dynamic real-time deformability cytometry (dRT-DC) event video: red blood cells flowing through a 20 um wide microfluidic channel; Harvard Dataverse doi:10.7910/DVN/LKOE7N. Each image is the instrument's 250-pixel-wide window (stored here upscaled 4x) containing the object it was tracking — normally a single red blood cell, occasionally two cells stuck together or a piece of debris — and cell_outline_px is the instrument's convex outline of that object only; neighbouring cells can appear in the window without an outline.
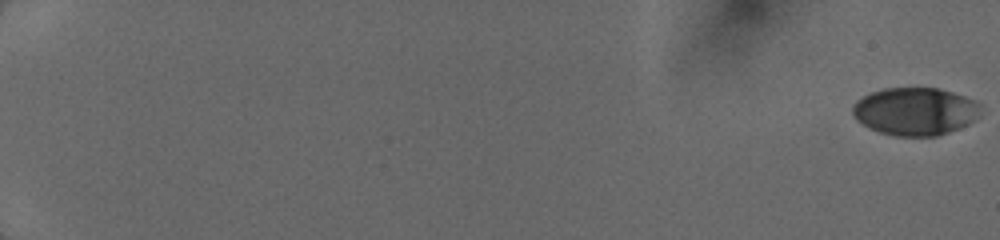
{"species": "human", "species_latin": "Homo sapiens", "temperature_condition": "cold", "stored_images_in_passage": 18, "camera_frame_rate_fps": 3000, "um_per_image_px": 0.085, "donor": {"sex": "female"}, "frame": {"image": 1, "passage_image": 1, "time_ms": 0.0, "image_size_px": [1000, 240], "cell_outline_px": [[980, 116], [968, 124], [948, 132], [936, 136], [896, 136], [880, 132], [856, 120], [852, 112], [852, 108], [856, 100], [872, 92], [884, 88], [940, 88], [976, 100], [980, 104]], "centroid_in_image_um": [77.81, 9.46], "position_along_channel_um": 7.2, "area_um2": 35.6}}
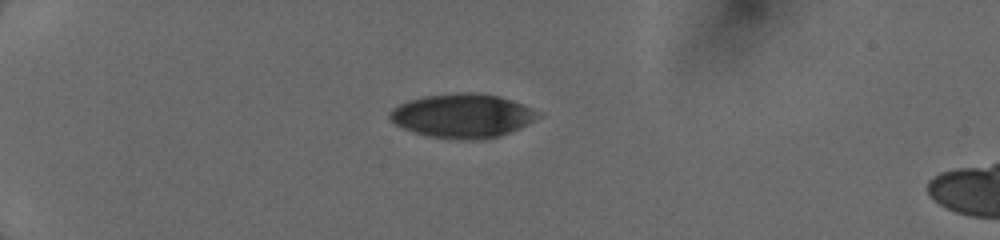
{"frame": {"image": 2, "passage_image": 12, "time_ms": 5.333, "image_size_px": [1000, 240], "cell_outline_px": [[544, 112], [536, 120], [520, 128], [500, 136], [480, 140], [468, 140], [428, 136], [404, 128], [396, 124], [388, 116], [388, 112], [392, 108], [408, 100], [424, 96], [460, 92], [476, 92], [500, 96], [524, 104]], "centroid_in_image_um": [39.38, 9.83], "position_along_channel_um": 45.6, "area_um2": 38.32}}
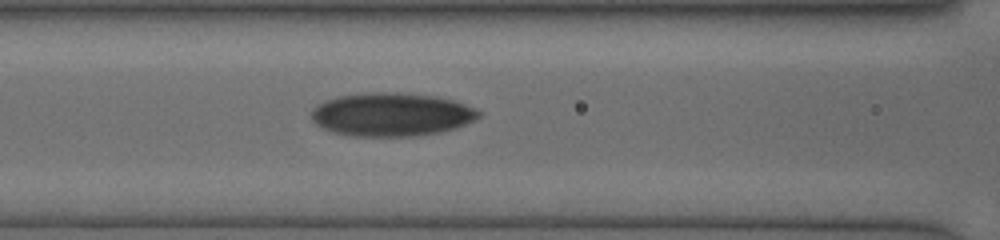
{"frame": {"image": 3, "passage_image": 18, "time_ms": 8.667, "image_size_px": [1000, 240], "cell_outline_px": [[480, 116], [456, 128], [440, 132], [412, 136], [344, 136], [332, 132], [316, 124], [312, 120], [312, 108], [316, 104], [324, 100], [340, 96], [368, 92], [396, 92], [436, 96], [452, 100], [476, 108], [480, 112]], "centroid_in_image_um": [33.23, 9.73], "position_along_channel_um": 133.4, "area_um2": 42.43}}